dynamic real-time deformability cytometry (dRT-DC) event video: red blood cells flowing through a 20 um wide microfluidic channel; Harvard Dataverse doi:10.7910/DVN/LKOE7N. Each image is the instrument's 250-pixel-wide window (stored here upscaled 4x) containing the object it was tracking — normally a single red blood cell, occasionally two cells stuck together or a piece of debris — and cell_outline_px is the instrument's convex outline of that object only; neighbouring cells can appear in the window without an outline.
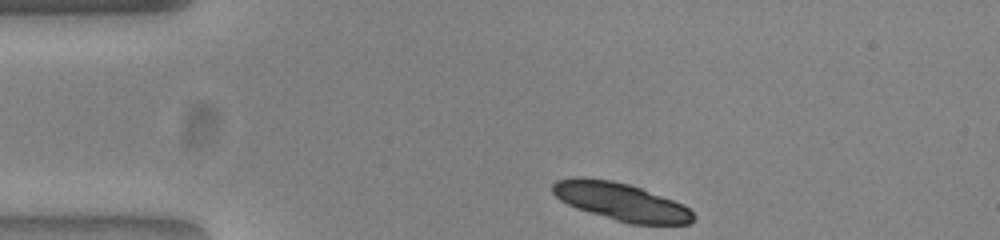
{"species": "common noctule bat (a hibernating species)", "species_latin": "Nyctalus noctula", "temperature_condition": "warm", "stored_images_in_passage": 33, "camera_frame_rate_fps": 3000, "um_per_image_px": 0.085, "animal": {"sex": "female", "body_mass_g": 23.0, "forearm_length_mm": 53.4}, "frame": {"image": 1, "passage_image": 1, "time_ms": 0.0, "image_size_px": [1000, 240], "cell_outline_px": [[696, 216], [688, 224], [632, 224], [616, 220], [576, 208], [560, 200], [552, 192], [552, 184], [556, 180], [576, 176], [584, 176], [612, 180], [628, 184], [640, 188], [684, 204]], "centroid_in_image_um": [52.75, 17.12], "position_along_channel_um": 32.3, "area_um2": 30.92}, "authors_computed_cell_mechanics": {"area_um2": 17.5134, "velocity_mm_per_s": 3.7866, "shape_relaxation_time_tau1_ms": 3.7868, "shape_relaxation_time_tau2_ms": null, "deformation_change_tau1": 0.0845, "deformation_change_tau2": null}}